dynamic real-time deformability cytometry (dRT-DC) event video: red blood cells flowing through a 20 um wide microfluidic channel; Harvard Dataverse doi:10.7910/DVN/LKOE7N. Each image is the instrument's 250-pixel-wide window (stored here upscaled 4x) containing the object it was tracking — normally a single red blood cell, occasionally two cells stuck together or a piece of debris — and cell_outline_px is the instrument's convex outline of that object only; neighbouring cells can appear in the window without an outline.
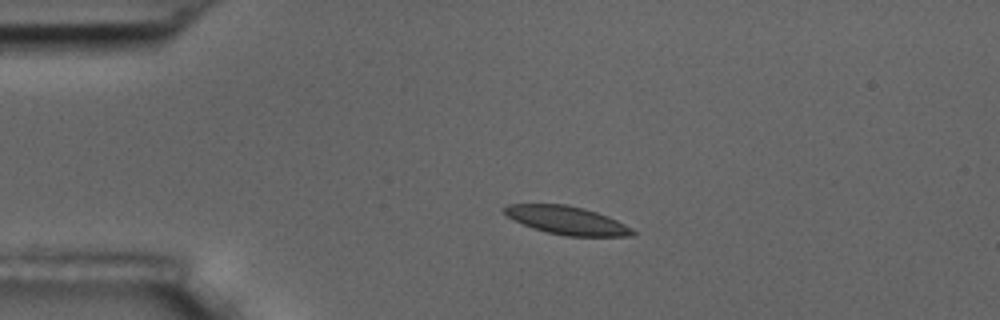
{"species": "common noctule bat (a hibernating species)", "species_latin": "Nyctalus noctula", "temperature_condition": "room temperature", "stored_images_in_passage": 3, "camera_frame_rate_fps": 3000, "um_per_image_px": 0.085, "animal": {"sex": "male", "body_mass_g": 17.5, "forearm_length_mm": 52.3}, "frame": {"image": 1, "passage_image": 2, "time_ms": 1.0, "image_size_px": [1000, 320], "cell_outline_px": [[636, 236], [564, 236], [532, 228], [512, 220], [504, 212], [504, 208], [508, 204], [568, 204], [584, 208], [608, 216], [632, 228], [636, 232]], "centroid_in_image_um": [48.2, 18.73], "position_along_channel_um": 36.8, "area_um2": 21.15}}